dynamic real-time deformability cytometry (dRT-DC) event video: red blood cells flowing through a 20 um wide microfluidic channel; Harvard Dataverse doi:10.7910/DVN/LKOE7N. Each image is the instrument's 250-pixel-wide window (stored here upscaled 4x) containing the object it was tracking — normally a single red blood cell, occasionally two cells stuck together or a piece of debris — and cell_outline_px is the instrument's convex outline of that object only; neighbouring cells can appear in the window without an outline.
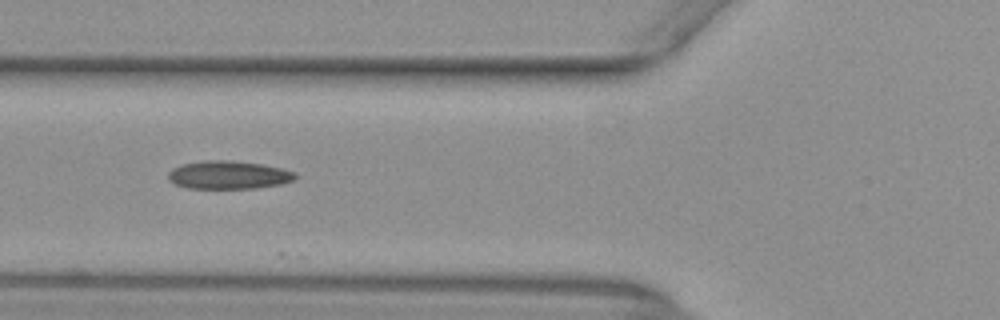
{"species": "common noctule bat (a hibernating species)", "species_latin": "Nyctalus noctula", "temperature_condition": "warm", "stored_images_in_passage": 11, "camera_frame_rate_fps": 3000, "um_per_image_px": 0.085, "animal": {"sex": "female", "body_mass_g": 29.2, "forearm_length_mm": 56.3}, "frame": {"image": 1, "passage_image": 6, "time_ms": 1.667, "image_size_px": [1000, 320], "cell_outline_px": [[296, 176], [292, 180], [284, 184], [256, 188], [188, 188], [176, 184], [168, 180], [168, 172], [172, 168], [180, 164], [204, 160], [228, 160], [260, 164], [280, 168], [296, 172]], "centroid_in_image_um": [19.4, 14.87], "position_along_channel_um": 106.4, "area_um2": 20.87}}
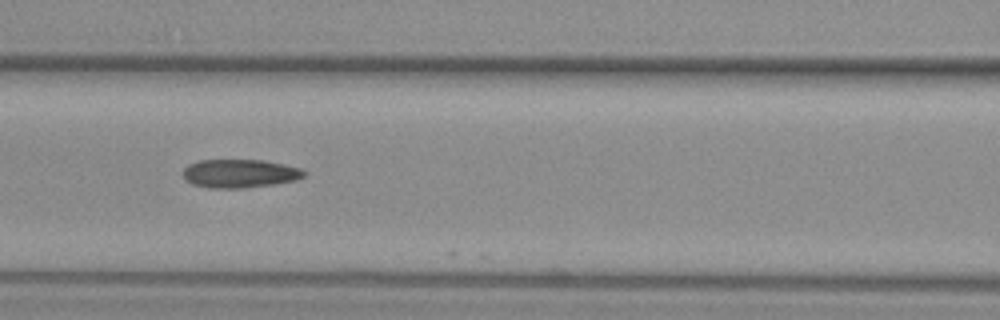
{"frame": {"image": 2, "passage_image": 9, "time_ms": 2.667, "image_size_px": [1000, 320], "cell_outline_px": [[308, 172], [304, 176], [296, 180], [276, 184], [244, 188], [208, 188], [192, 184], [184, 180], [184, 168], [188, 164], [200, 160], [264, 160], [284, 164], [300, 168]], "centroid_in_image_um": [20.39, 14.75], "position_along_channel_um": 146.2, "area_um2": 20.29}}